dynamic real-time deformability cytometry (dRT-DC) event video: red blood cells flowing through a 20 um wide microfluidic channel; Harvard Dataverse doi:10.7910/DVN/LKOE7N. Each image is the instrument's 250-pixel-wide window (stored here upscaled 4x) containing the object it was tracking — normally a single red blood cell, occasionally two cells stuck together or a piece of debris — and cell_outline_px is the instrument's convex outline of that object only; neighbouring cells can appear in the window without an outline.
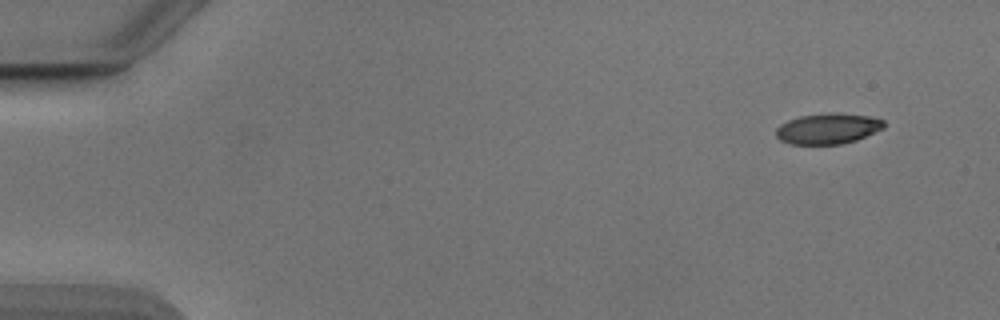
{"species": "Egyptian fruit bat (a non-hibernating species)", "species_latin": "Rousettus aegyptiacus", "temperature_condition": "cold", "stored_images_in_passage": 15, "camera_frame_rate_fps": 3000, "um_per_image_px": 0.085, "animal": {"sex": "male"}, "frame": {"image": 1, "passage_image": 1, "time_ms": 0.0, "image_size_px": [1000, 320], "cell_outline_px": [[884, 128], [856, 140], [840, 144], [792, 144], [780, 140], [776, 136], [776, 128], [780, 124], [788, 120], [800, 116], [828, 112], [836, 112], [868, 116], [884, 120]], "centroid_in_image_um": [70.36, 10.92], "position_along_channel_um": 14.6, "area_um2": 19.31}}
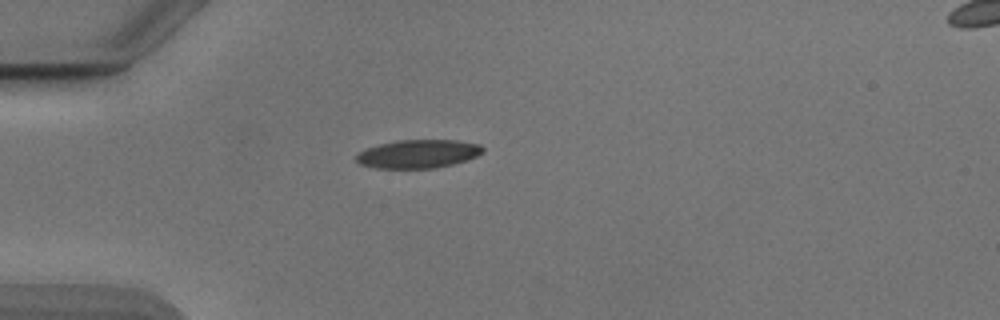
{"frame": {"image": 2, "passage_image": 12, "time_ms": 3.667, "image_size_px": [1000, 320], "cell_outline_px": [[484, 152], [468, 160], [452, 164], [432, 168], [376, 168], [360, 164], [356, 160], [356, 156], [360, 152], [368, 148], [380, 144], [396, 140], [456, 140], [480, 144], [484, 148]], "centroid_in_image_um": [35.58, 13.07], "position_along_channel_um": 49.4, "area_um2": 20.87}}